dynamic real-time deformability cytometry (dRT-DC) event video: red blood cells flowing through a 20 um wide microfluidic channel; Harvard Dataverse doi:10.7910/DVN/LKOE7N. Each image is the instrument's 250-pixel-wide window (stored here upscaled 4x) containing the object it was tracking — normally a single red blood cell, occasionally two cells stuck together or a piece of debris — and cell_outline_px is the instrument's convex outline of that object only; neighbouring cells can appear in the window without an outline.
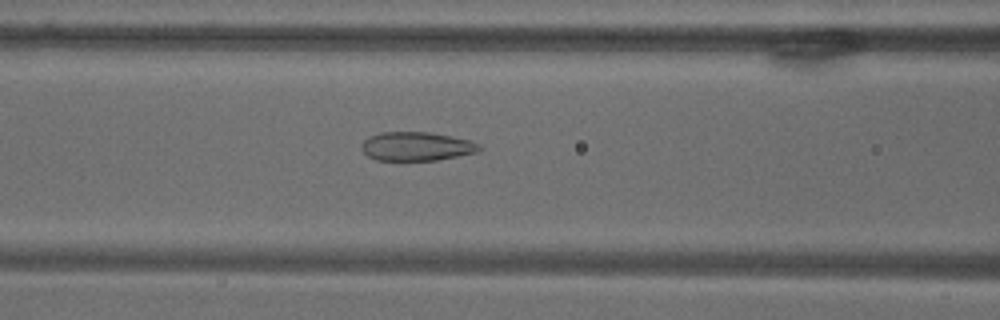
{"species": "common noctule bat (a hibernating species)", "species_latin": "Nyctalus noctula", "temperature_condition": "warm", "stored_images_in_passage": 9, "camera_frame_rate_fps": 3000, "um_per_image_px": 0.085, "animal": {"sex": "male", "body_mass_g": 18.8}, "frame": {"image": 1, "passage_image": 9, "time_ms": 9.667, "image_size_px": [1000, 320], "cell_outline_px": [[480, 148], [476, 152], [436, 160], [376, 160], [368, 156], [360, 148], [360, 144], [368, 136], [380, 132], [428, 132], [472, 140]], "centroid_in_image_um": [35.33, 12.43], "position_along_channel_um": 131.3, "area_um2": 19.65}}